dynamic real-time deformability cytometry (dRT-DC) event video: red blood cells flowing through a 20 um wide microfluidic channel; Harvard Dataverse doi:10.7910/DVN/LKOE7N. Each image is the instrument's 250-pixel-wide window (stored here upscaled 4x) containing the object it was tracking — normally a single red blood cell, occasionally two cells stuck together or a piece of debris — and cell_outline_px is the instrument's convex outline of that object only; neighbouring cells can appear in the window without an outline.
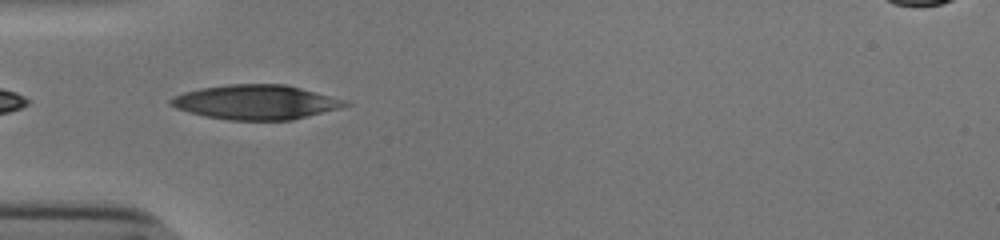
{"species": "human", "species_latin": "Homo sapiens", "temperature_condition": "cold", "stored_images_in_passage": 38, "camera_frame_rate_fps": 3000, "um_per_image_px": 0.085, "donor": {"sex": "male"}, "frame": {"image": 1, "passage_image": 2, "time_ms": 0.333, "image_size_px": [1000, 240], "cell_outline_px": [[352, 104], [340, 108], [292, 120], [228, 120], [188, 112], [176, 108], [168, 104], [168, 100], [184, 92], [200, 88], [228, 84], [284, 84], [300, 88], [344, 100]], "centroid_in_image_um": [21.72, 8.68], "position_along_channel_um": 63.3, "area_um2": 34.8}}
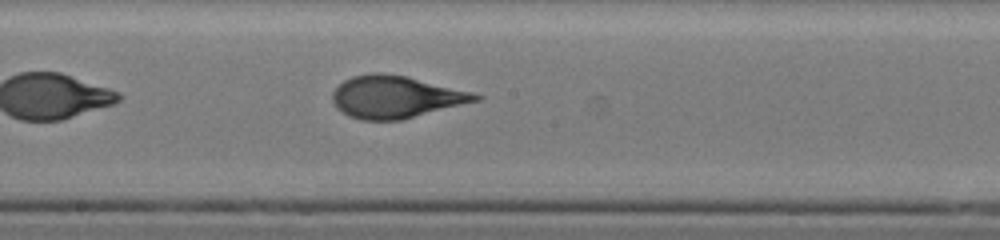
{"frame": {"image": 2, "passage_image": 14, "time_ms": 4.333, "image_size_px": [1000, 240], "cell_outline_px": [[484, 96], [480, 100], [400, 120], [360, 120], [348, 116], [336, 108], [332, 100], [332, 92], [344, 80], [352, 76], [372, 72], [384, 72], [408, 76], [472, 92]], "centroid_in_image_um": [33.61, 8.23], "position_along_channel_um": 214.6, "area_um2": 35.32}}
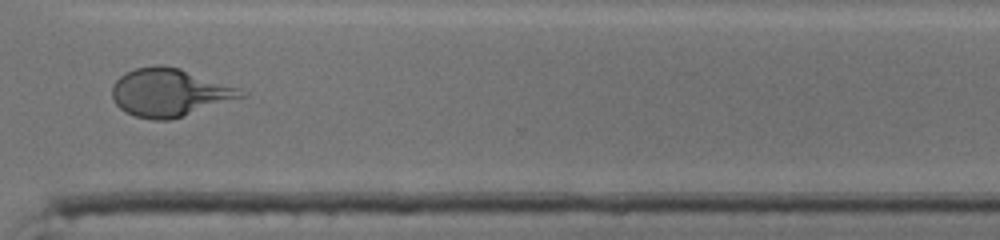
{"frame": {"image": 3, "passage_image": 25, "time_ms": 8.0, "image_size_px": [1000, 240], "cell_outline_px": [[248, 96], [172, 120], [152, 120], [136, 116], [124, 112], [116, 104], [112, 96], [112, 88], [116, 80], [124, 72], [136, 68], [156, 64], [160, 64], [180, 68], [240, 88], [248, 92]], "centroid_in_image_um": [14.44, 7.87], "position_along_channel_um": 356.2, "area_um2": 36.47}, "authors_computed_cell_mechanics": {"area_um2": 35.547, "velocity_mm_per_s": 3.8608, "shape_relaxation_time_tau1_ms": 4.6764, "shape_relaxation_time_tau2_ms": null, "deformation_change_tau1": 0.2023, "deformation_change_tau2": null}}